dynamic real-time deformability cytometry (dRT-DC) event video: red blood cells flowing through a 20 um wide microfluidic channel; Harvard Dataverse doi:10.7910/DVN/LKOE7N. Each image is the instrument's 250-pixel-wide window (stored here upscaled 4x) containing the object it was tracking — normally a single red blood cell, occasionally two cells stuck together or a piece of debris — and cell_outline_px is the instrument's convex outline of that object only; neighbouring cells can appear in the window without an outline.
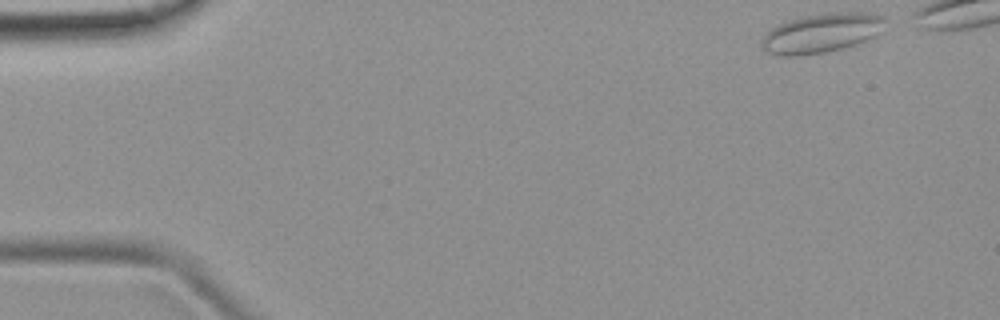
{"species": "common noctule bat (a hibernating species)", "species_latin": "Nyctalus noctula", "temperature_condition": "room temperature", "stored_images_in_passage": 5, "camera_frame_rate_fps": 3000, "um_per_image_px": 0.085, "animal": {"sex": "female", "body_mass_g": 19.9}, "frame": {"image": 1, "passage_image": 1, "time_ms": 0.0, "image_size_px": [1000, 320], "cell_outline_px": [[884, 20], [880, 32], [876, 36], [840, 48], [824, 52], [796, 56], [780, 56], [764, 52], [760, 44], [760, 40], [776, 24], [788, 20], [828, 12], [872, 12], [884, 16]], "centroid_in_image_um": [69.78, 2.8], "position_along_channel_um": 15.2, "area_um2": 28.21}}